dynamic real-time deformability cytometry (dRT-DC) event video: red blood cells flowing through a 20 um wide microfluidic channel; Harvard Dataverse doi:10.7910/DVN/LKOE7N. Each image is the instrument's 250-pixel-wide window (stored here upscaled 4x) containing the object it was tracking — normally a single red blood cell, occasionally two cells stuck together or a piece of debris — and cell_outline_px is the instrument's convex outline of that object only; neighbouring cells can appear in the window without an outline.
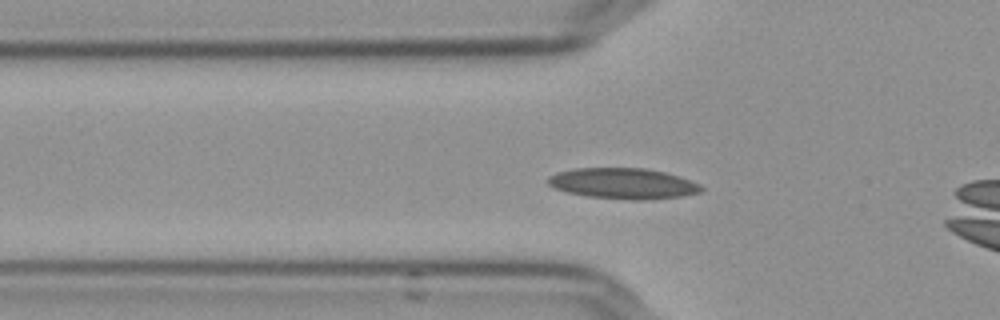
{"species": "Egyptian fruit bat (a non-hibernating species)", "species_latin": "Rousettus aegyptiacus", "temperature_condition": "cold", "stored_images_in_passage": 51, "camera_frame_rate_fps": 3000, "um_per_image_px": 0.085, "frame": {"image": 1, "passage_image": 13, "time_ms": 4.0, "image_size_px": [1000, 320], "cell_outline_px": [[704, 188], [700, 192], [680, 196], [648, 200], [632, 200], [588, 196], [568, 192], [556, 188], [548, 184], [548, 176], [556, 172], [572, 168], [644, 168], [664, 172], [700, 184]], "centroid_in_image_um": [52.94, 15.59], "position_along_channel_um": 72.9, "area_um2": 27.28}}
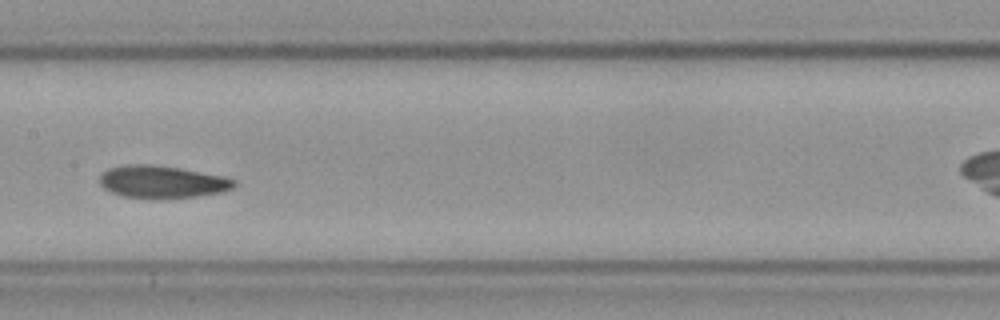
{"frame": {"image": 2, "passage_image": 23, "time_ms": 7.333, "image_size_px": [1000, 320], "cell_outline_px": [[236, 184], [232, 188], [220, 192], [196, 196], [152, 200], [124, 196], [112, 192], [104, 188], [100, 184], [100, 172], [108, 168], [124, 164], [152, 164], [180, 168], [224, 176], [236, 180]], "centroid_in_image_um": [13.74, 15.46], "position_along_channel_um": 193.7, "area_um2": 25.78}}
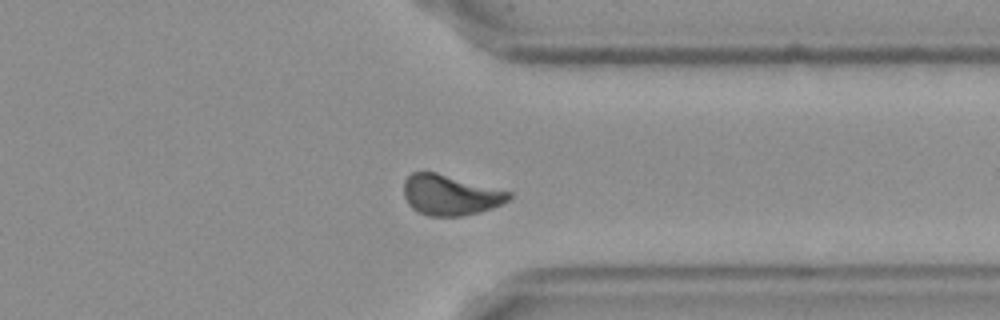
{"frame": {"image": 3, "passage_image": 38, "time_ms": 12.333, "image_size_px": [1000, 320], "cell_outline_px": [[512, 196], [508, 200], [492, 208], [480, 212], [464, 216], [428, 216], [412, 208], [408, 204], [404, 196], [404, 180], [412, 172], [436, 172], [512, 192]], "centroid_in_image_um": [38.26, 16.58], "position_along_channel_um": 373.1, "area_um2": 24.74}, "authors_computed_cell_mechanics": {"area_um2": 24.7962, "velocity_mm_per_s": 3.6086, "shape_relaxation_time_tau1_ms": 9.796, "shape_relaxation_time_tau2_ms": 2.9716, "deformation_change_tau1": 0.1472, "deformation_change_tau2": 0.0691}}